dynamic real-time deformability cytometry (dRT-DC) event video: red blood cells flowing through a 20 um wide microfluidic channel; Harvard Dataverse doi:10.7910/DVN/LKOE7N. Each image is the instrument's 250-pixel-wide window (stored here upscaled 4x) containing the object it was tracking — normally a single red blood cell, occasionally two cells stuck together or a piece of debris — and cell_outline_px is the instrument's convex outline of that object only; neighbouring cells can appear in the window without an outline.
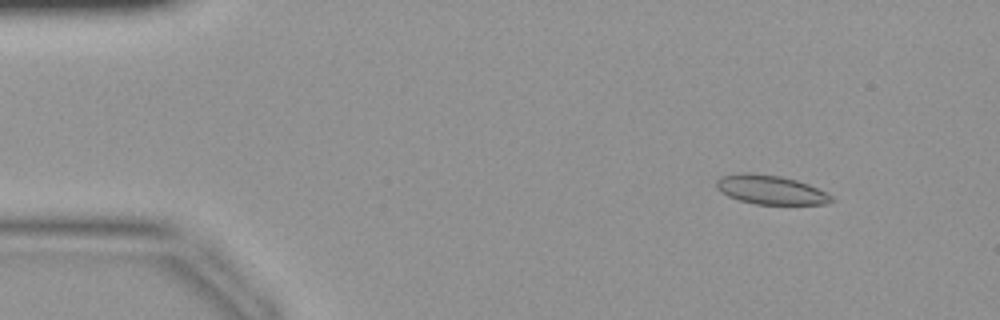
{"species": "common noctule bat (a hibernating species)", "species_latin": "Nyctalus noctula", "temperature_condition": "warm", "stored_images_in_passage": 43, "camera_frame_rate_fps": 3000, "um_per_image_px": 0.085, "animal": {"sex": "female", "body_mass_g": 19.9}, "frame": {"image": 1, "passage_image": 5, "time_ms": 1.333, "image_size_px": [1000, 320], "cell_outline_px": [[836, 200], [824, 204], [756, 204], [740, 200], [728, 196], [720, 192], [716, 188], [716, 180], [720, 176], [744, 172], [752, 172], [780, 176], [796, 180], [808, 184], [832, 196]], "centroid_in_image_um": [65.46, 16.12], "position_along_channel_um": 19.5, "area_um2": 19.48}}
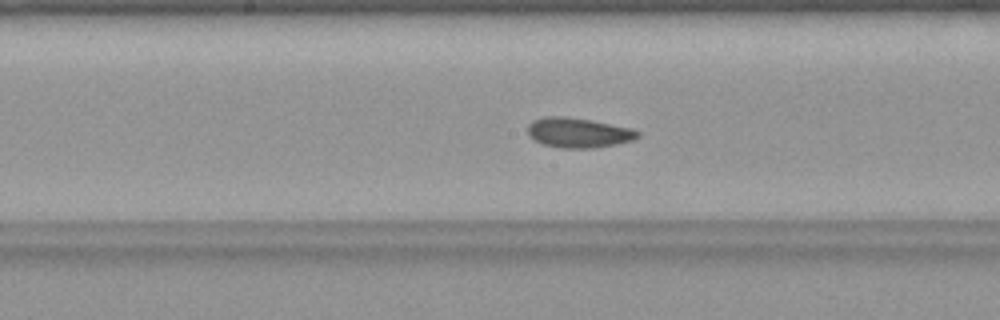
{"frame": {"image": 2, "passage_image": 22, "time_ms": 7.0, "image_size_px": [1000, 320], "cell_outline_px": [[640, 136], [632, 140], [616, 144], [592, 148], [560, 148], [544, 144], [528, 136], [528, 124], [532, 120], [544, 116], [564, 116], [592, 120], [632, 128], [640, 132]], "centroid_in_image_um": [49.16, 11.27], "position_along_channel_um": 199.0, "area_um2": 19.25}}
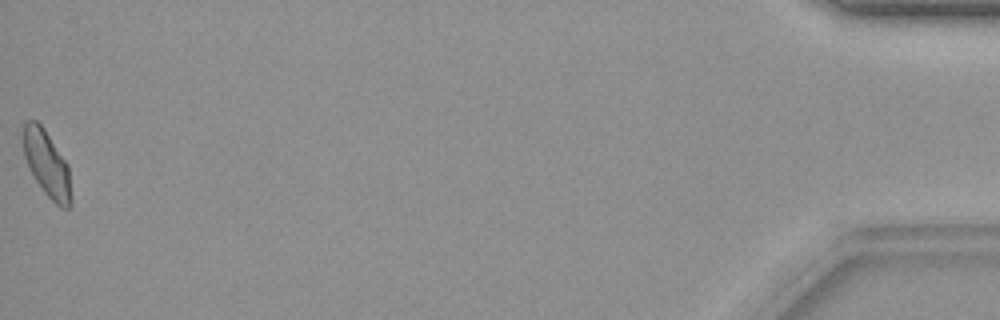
{"frame": {"image": 3, "passage_image": 43, "time_ms": 14.0, "image_size_px": [1000, 320], "cell_outline_px": [[72, 204], [68, 208], [60, 208], [44, 192], [28, 168], [24, 156], [20, 132], [24, 124], [28, 120], [36, 120], [44, 128], [68, 164], [72, 200]], "centroid_in_image_um": [3.95, 13.9], "position_along_channel_um": 431.2, "area_um2": 18.84}}